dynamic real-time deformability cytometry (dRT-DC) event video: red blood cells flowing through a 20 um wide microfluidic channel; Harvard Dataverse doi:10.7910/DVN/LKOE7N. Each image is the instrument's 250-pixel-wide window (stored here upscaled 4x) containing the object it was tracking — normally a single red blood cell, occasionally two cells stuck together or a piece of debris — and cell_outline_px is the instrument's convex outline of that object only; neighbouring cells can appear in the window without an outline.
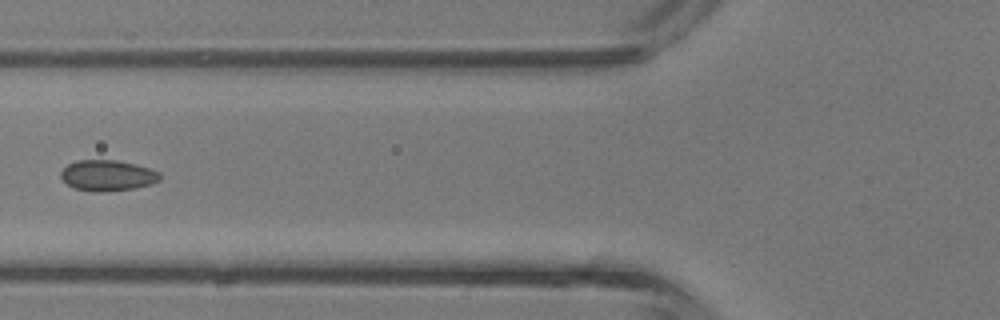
{"species": "common noctule bat (a hibernating species)", "species_latin": "Nyctalus noctula", "temperature_condition": "room temperature", "stored_images_in_passage": 40, "camera_frame_rate_fps": 3000, "um_per_image_px": 0.085, "animal": {"sex": "male", "body_mass_g": 13.3}, "frame": {"image": 1, "passage_image": 15, "time_ms": 4.667, "image_size_px": [1000, 320], "cell_outline_px": [[160, 180], [152, 184], [132, 188], [104, 192], [92, 192], [76, 188], [68, 184], [60, 176], [60, 172], [68, 164], [76, 160], [116, 160], [136, 164], [160, 172]], "centroid_in_image_um": [9.14, 14.91], "position_along_channel_um": 116.7, "area_um2": 17.74}}
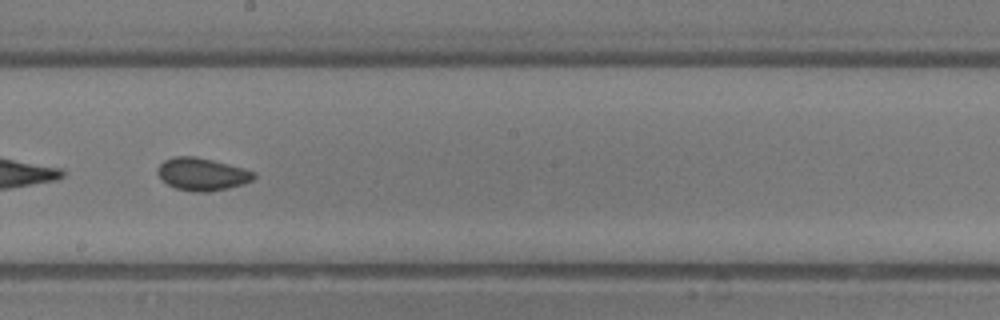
{"frame": {"image": 2, "passage_image": 22, "time_ms": 7.0, "image_size_px": [1000, 320], "cell_outline_px": [[256, 176], [252, 180], [244, 184], [228, 188], [208, 192], [192, 192], [176, 188], [160, 180], [156, 172], [156, 168], [164, 160], [172, 156], [196, 156], [244, 168], [256, 172]], "centroid_in_image_um": [17.15, 14.8], "position_along_channel_um": 231.1, "area_um2": 18.55}}
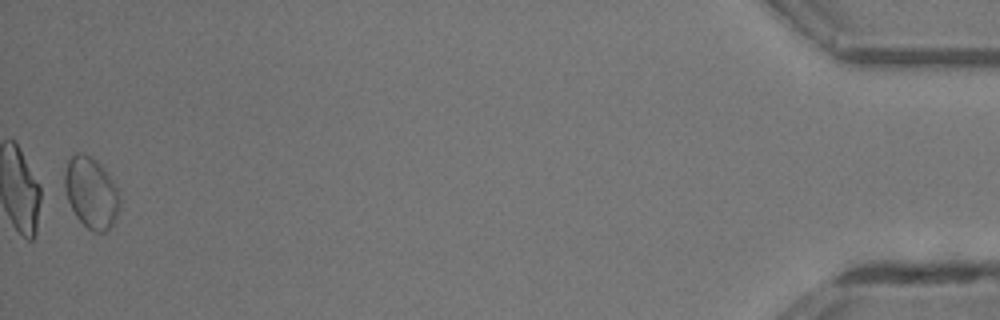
{"frame": {"image": 3, "passage_image": 40, "time_ms": 13.0, "image_size_px": [1000, 320], "cell_outline_px": [[120, 208], [112, 224], [104, 232], [92, 232], [76, 216], [68, 200], [64, 184], [64, 172], [68, 160], [76, 152], [84, 152], [92, 156], [100, 164], [112, 180], [120, 196]], "centroid_in_image_um": [7.74, 16.35], "position_along_channel_um": 427.5, "area_um2": 22.72}, "authors_computed_cell_mechanics": {"area_um2": 18.5538, "velocity_mm_per_s": 4.905, "shape_relaxation_time_tau1_ms": null, "shape_relaxation_time_tau2_ms": 1.0764, "deformation_change_tau1": null, "deformation_change_tau2": 0.0454}}